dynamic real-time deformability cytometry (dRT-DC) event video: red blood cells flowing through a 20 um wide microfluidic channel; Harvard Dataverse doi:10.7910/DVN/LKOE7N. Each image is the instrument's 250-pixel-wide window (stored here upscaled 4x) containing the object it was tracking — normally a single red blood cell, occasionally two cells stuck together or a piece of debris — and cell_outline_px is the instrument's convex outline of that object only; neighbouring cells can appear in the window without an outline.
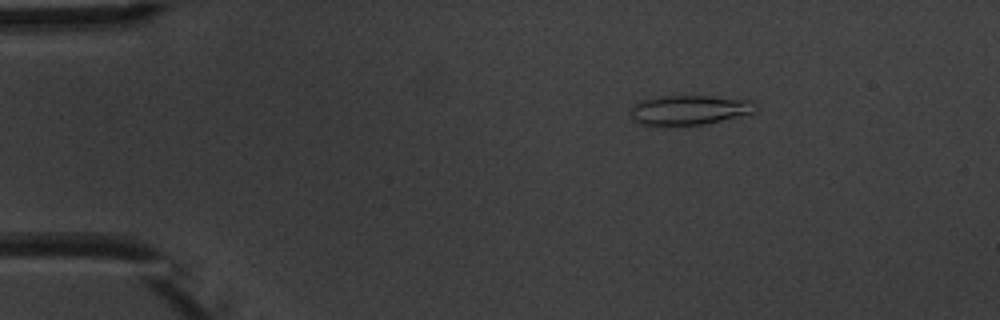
{"species": "common noctule bat (a hibernating species)", "species_latin": "Nyctalus noctula", "temperature_condition": "warm", "stored_images_in_passage": 3, "camera_frame_rate_fps": 3000, "um_per_image_px": 0.085, "animal": {"sex": "male", "body_mass_g": 20.1, "forearm_length_mm": 53.5}, "frame": {"image": 1, "passage_image": 1, "time_ms": 0.0, "image_size_px": [1000, 320], "cell_outline_px": [[756, 104], [752, 112], [704, 124], [668, 128], [640, 124], [632, 116], [632, 108], [636, 104], [644, 100], [660, 96], [712, 96], [752, 100]], "centroid_in_image_um": [58.55, 9.38], "position_along_channel_um": 26.5, "area_um2": 21.62}}